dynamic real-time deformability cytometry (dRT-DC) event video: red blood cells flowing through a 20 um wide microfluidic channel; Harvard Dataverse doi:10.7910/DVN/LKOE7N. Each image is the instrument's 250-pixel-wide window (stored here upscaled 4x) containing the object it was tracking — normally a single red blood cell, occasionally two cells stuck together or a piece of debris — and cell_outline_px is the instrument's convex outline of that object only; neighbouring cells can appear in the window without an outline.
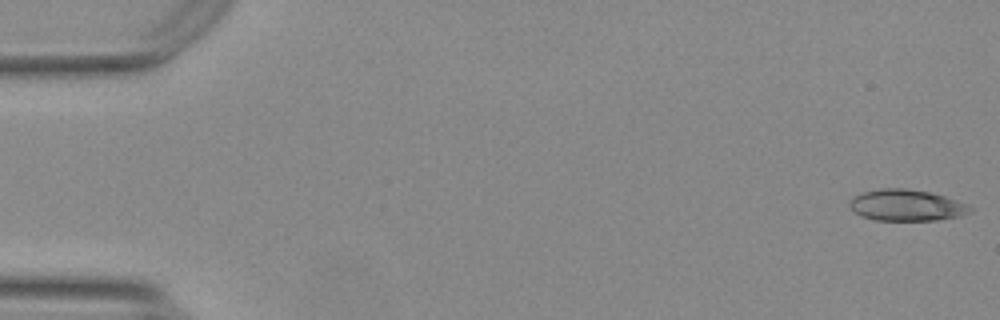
{"species": "Egyptian fruit bat (a non-hibernating species)", "species_latin": "Rousettus aegyptiacus", "temperature_condition": "warm", "stored_images_in_passage": 55, "camera_frame_rate_fps": 3000, "um_per_image_px": 0.085, "animal": {"sex": "female"}, "frame": {"image": 1, "passage_image": 1, "time_ms": 0.0, "image_size_px": [1000, 320], "cell_outline_px": [[972, 212], [960, 216], [936, 220], [876, 220], [860, 216], [852, 212], [848, 204], [856, 196], [864, 192], [880, 188], [904, 188], [928, 192], [944, 196], [968, 204], [972, 208]], "centroid_in_image_um": [77.05, 17.45], "position_along_channel_um": 8.0, "area_um2": 21.96}}
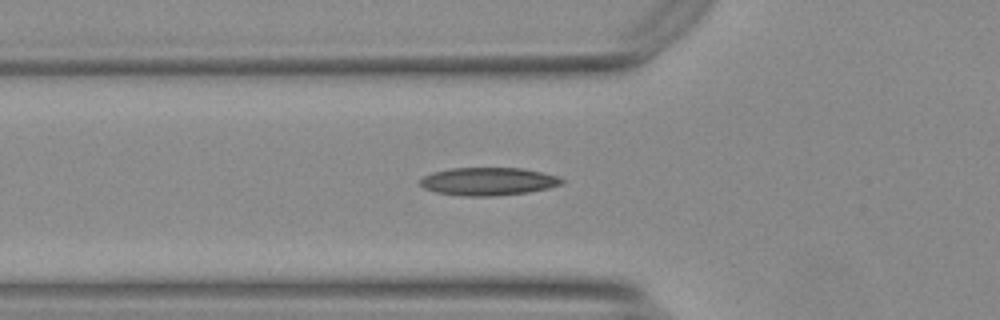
{"frame": {"image": 2, "passage_image": 19, "time_ms": 6.0, "image_size_px": [1000, 320], "cell_outline_px": [[564, 180], [560, 184], [548, 188], [528, 192], [492, 196], [460, 196], [436, 192], [424, 188], [420, 184], [420, 180], [424, 176], [432, 172], [452, 168], [524, 168], [556, 176]], "centroid_in_image_um": [41.46, 15.42], "position_along_channel_um": 84.3, "area_um2": 22.89}}
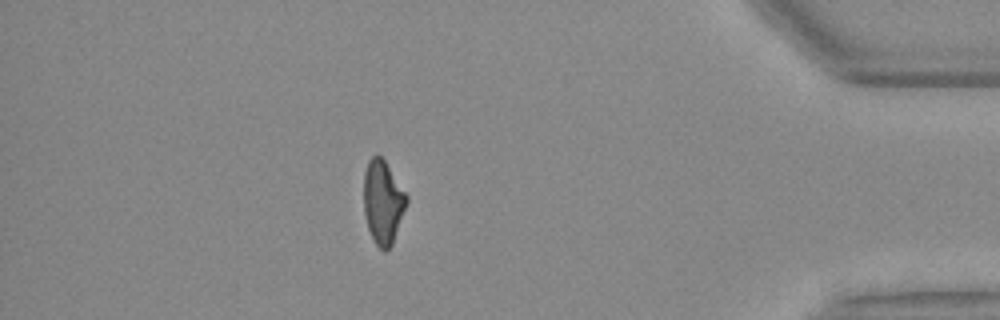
{"frame": {"image": 3, "passage_image": 48, "time_ms": 15.667, "image_size_px": [1000, 320], "cell_outline_px": [[408, 200], [392, 244], [384, 252], [376, 244], [368, 228], [364, 212], [364, 172], [368, 160], [376, 152], [384, 160], [408, 196]], "centroid_in_image_um": [32.53, 17.14], "position_along_channel_um": 402.7, "area_um2": 20.63}}